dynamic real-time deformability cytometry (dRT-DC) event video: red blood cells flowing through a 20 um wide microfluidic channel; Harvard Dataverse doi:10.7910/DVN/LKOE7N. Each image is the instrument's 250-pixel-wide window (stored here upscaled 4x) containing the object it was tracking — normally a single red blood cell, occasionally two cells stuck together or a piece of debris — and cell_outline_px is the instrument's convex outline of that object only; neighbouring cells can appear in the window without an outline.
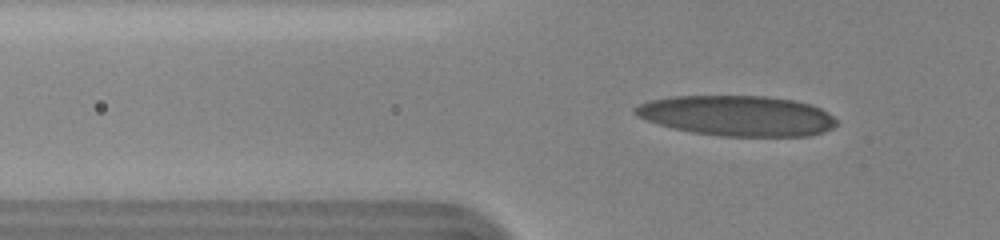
{"species": "human", "species_latin": "Homo sapiens", "temperature_condition": "cold", "stored_images_in_passage": 48, "camera_frame_rate_fps": 3000, "um_per_image_px": 0.085, "donor": {"sex": "female"}, "frame": {"image": 1, "passage_image": 13, "time_ms": 4.0, "image_size_px": [1000, 240], "cell_outline_px": [[836, 124], [832, 128], [824, 132], [808, 136], [720, 136], [692, 132], [672, 128], [636, 116], [632, 112], [632, 108], [648, 100], [672, 96], [764, 96], [792, 100], [812, 104], [828, 112], [836, 120]], "centroid_in_image_um": [62.65, 9.83], "position_along_channel_um": 63.2, "area_um2": 47.45}}
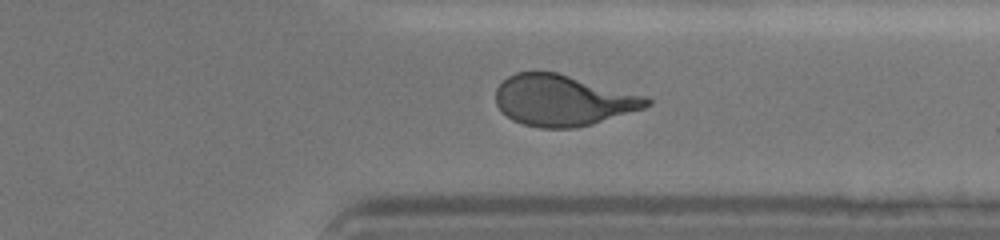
{"frame": {"image": 2, "passage_image": 39, "time_ms": 12.667, "image_size_px": [1000, 240], "cell_outline_px": [[652, 104], [644, 108], [592, 124], [576, 128], [540, 128], [524, 124], [512, 120], [496, 104], [496, 88], [508, 76], [516, 72], [556, 72], [648, 96], [652, 100]], "centroid_in_image_um": [47.88, 8.53], "position_along_channel_um": 363.5, "area_um2": 44.8}}
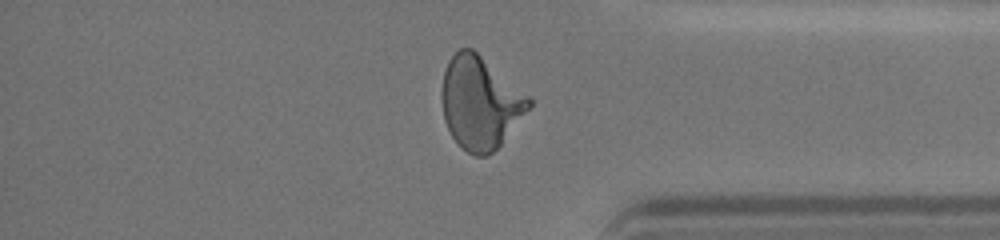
{"frame": {"image": 3, "passage_image": 42, "time_ms": 13.667, "image_size_px": [1000, 240], "cell_outline_px": [[532, 104], [500, 144], [488, 156], [476, 156], [468, 152], [452, 136], [444, 120], [440, 100], [440, 92], [444, 72], [448, 60], [460, 48], [472, 48], [528, 96], [532, 100]], "centroid_in_image_um": [40.76, 8.72], "position_along_channel_um": 394.4, "area_um2": 46.24}}